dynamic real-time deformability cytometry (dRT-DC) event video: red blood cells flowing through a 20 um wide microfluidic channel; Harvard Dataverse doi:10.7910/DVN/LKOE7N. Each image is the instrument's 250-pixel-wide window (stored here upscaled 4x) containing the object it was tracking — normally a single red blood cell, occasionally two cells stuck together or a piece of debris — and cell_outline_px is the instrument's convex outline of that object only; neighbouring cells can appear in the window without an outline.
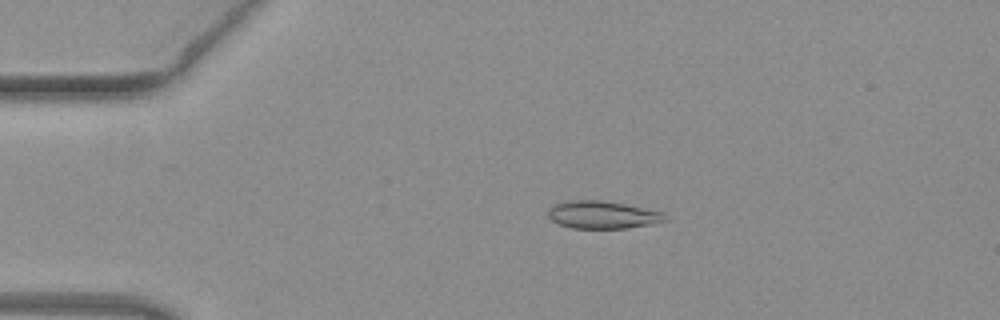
{"species": "common noctule bat (a hibernating species)", "species_latin": "Nyctalus noctula", "temperature_condition": "warm", "stored_images_in_passage": 51, "camera_frame_rate_fps": 3000, "um_per_image_px": 0.085, "animal": {"sex": "female", "body_mass_g": 19.3, "forearm_length_mm": 54.1}, "frame": {"image": 1, "passage_image": 11, "time_ms": 3.333, "image_size_px": [1000, 320], "cell_outline_px": [[668, 220], [652, 224], [624, 228], [572, 228], [560, 224], [552, 220], [548, 216], [548, 208], [556, 204], [568, 200], [600, 200], [624, 204], [664, 212], [668, 216]], "centroid_in_image_um": [51.24, 18.25], "position_along_channel_um": 33.8, "area_um2": 18.79}}
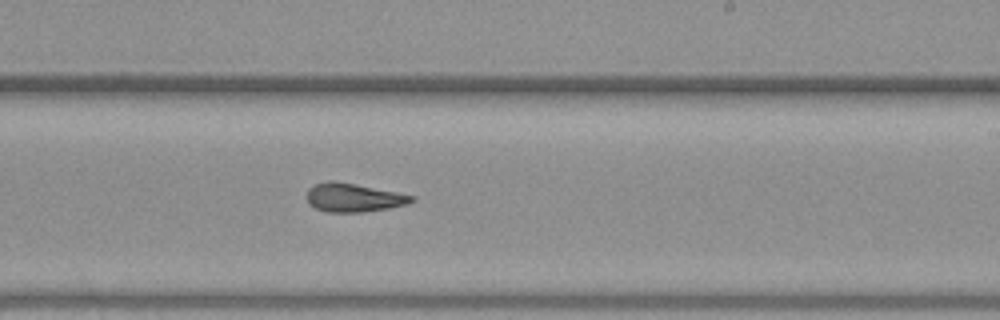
{"frame": {"image": 2, "passage_image": 31, "time_ms": 10.0, "image_size_px": [1000, 320], "cell_outline_px": [[416, 200], [408, 204], [388, 208], [364, 212], [324, 212], [308, 204], [308, 188], [312, 184], [332, 180], [356, 184], [416, 196]], "centroid_in_image_um": [30.05, 16.79], "position_along_channel_um": 258.9, "area_um2": 17.57}}
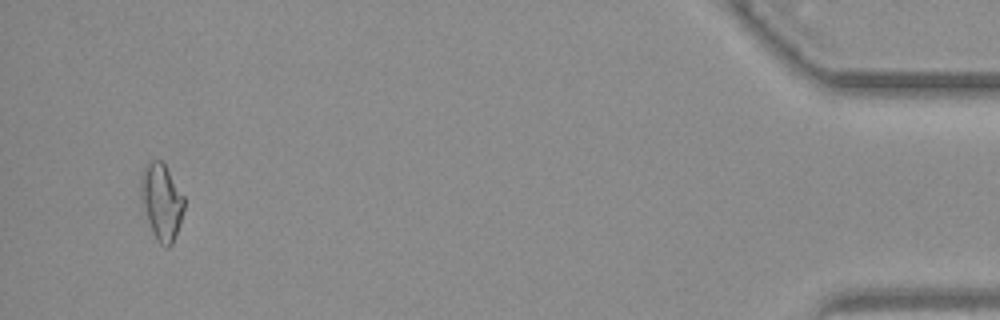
{"frame": {"image": 3, "passage_image": 49, "time_ms": 16.0, "image_size_px": [1000, 320], "cell_outline_px": [[184, 208], [180, 224], [172, 244], [168, 248], [160, 244], [156, 240], [152, 232], [140, 200], [140, 176], [148, 160], [160, 160], [164, 164], [184, 196]], "centroid_in_image_um": [13.71, 17.15], "position_along_channel_um": 421.5, "area_um2": 19.36}, "authors_computed_cell_mechanics": {"area_um2": 17.918, "velocity_mm_per_s": 4.0523, "shape_relaxation_time_tau1_ms": 7.153, "shape_relaxation_time_tau2_ms": 2.5054, "deformation_change_tau1": 0.21, "deformation_change_tau2": 0.1234}}